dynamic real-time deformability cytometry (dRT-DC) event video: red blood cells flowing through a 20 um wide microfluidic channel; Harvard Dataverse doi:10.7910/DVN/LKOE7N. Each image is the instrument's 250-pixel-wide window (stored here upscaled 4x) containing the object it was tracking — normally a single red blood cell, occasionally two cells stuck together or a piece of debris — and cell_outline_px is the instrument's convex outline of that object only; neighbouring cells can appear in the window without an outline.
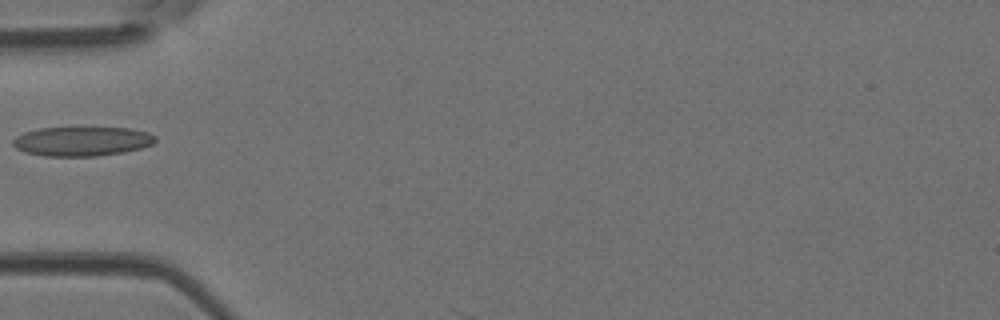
{"species": "Egyptian fruit bat (a non-hibernating species)", "species_latin": "Rousettus aegyptiacus", "temperature_condition": "room temperature", "stored_images_in_passage": 6, "camera_frame_rate_fps": 3000, "um_per_image_px": 0.085, "animal": {"sex": "female"}, "frame": {"image": 1, "passage_image": 5, "time_ms": 1.333, "image_size_px": [1000, 320], "cell_outline_px": [[156, 140], [152, 144], [140, 148], [124, 152], [96, 156], [44, 156], [24, 152], [16, 148], [12, 144], [12, 140], [16, 136], [24, 132], [40, 128], [80, 124], [128, 128], [148, 132], [156, 136]], "centroid_in_image_um": [6.95, 11.95], "position_along_channel_um": 78.1, "area_um2": 25.61}}